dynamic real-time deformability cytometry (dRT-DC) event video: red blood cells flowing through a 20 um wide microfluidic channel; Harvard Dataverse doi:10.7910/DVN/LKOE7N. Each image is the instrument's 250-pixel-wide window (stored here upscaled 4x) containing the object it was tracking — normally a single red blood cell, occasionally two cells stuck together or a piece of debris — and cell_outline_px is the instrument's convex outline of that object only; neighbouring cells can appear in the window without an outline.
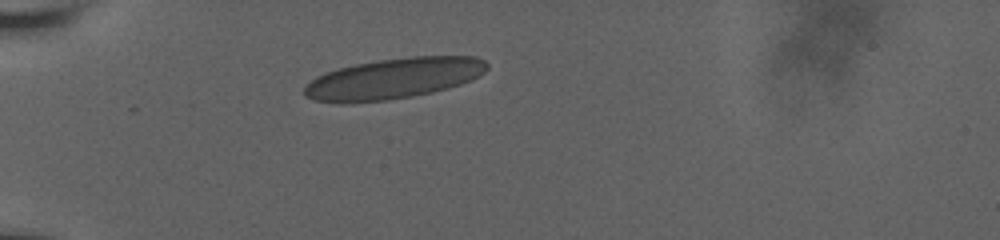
{"species": "human", "species_latin": "Homo sapiens", "temperature_condition": "room temperature", "stored_images_in_passage": 12, "camera_frame_rate_fps": 3000, "um_per_image_px": 0.085, "donor": {"sex": "male"}, "frame": {"image": 1, "passage_image": 1, "time_ms": 0.0, "image_size_px": [1000, 240], "cell_outline_px": [[488, 68], [480, 76], [472, 80], [448, 88], [432, 92], [412, 96], [384, 100], [344, 104], [340, 104], [312, 100], [304, 96], [304, 88], [316, 76], [324, 72], [356, 64], [380, 60], [412, 56], [476, 56], [484, 60], [488, 64]], "centroid_in_image_um": [33.45, 6.68], "position_along_channel_um": 51.5, "area_um2": 43.52}}
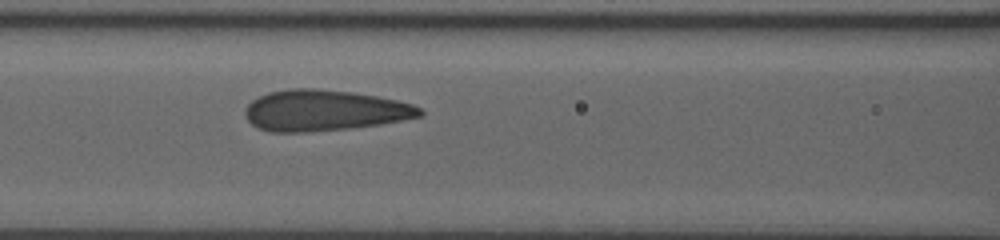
{"frame": {"image": 2, "passage_image": 9, "time_ms": 3.0, "image_size_px": [1000, 240], "cell_outline_px": [[424, 116], [404, 120], [380, 124], [352, 128], [304, 132], [272, 132], [256, 128], [244, 116], [244, 108], [252, 100], [268, 92], [292, 88], [316, 88], [352, 92], [376, 96], [396, 100], [412, 104], [420, 108], [424, 112]], "centroid_in_image_um": [27.55, 9.39], "position_along_channel_um": 139.0, "area_um2": 41.96}}
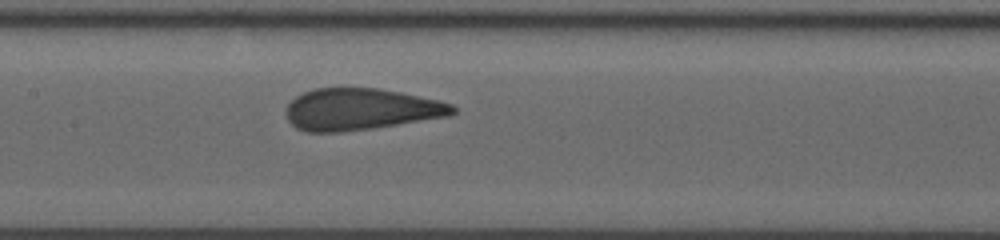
{"frame": {"image": 3, "passage_image": 12, "time_ms": 4.0, "image_size_px": [1000, 240], "cell_outline_px": [[456, 112], [452, 116], [372, 128], [340, 132], [308, 132], [296, 128], [288, 120], [284, 108], [296, 96], [304, 92], [316, 88], [380, 88], [400, 92], [436, 100], [452, 104], [456, 108]], "centroid_in_image_um": [30.65, 9.29], "position_along_channel_um": 176.7, "area_um2": 40.52}}